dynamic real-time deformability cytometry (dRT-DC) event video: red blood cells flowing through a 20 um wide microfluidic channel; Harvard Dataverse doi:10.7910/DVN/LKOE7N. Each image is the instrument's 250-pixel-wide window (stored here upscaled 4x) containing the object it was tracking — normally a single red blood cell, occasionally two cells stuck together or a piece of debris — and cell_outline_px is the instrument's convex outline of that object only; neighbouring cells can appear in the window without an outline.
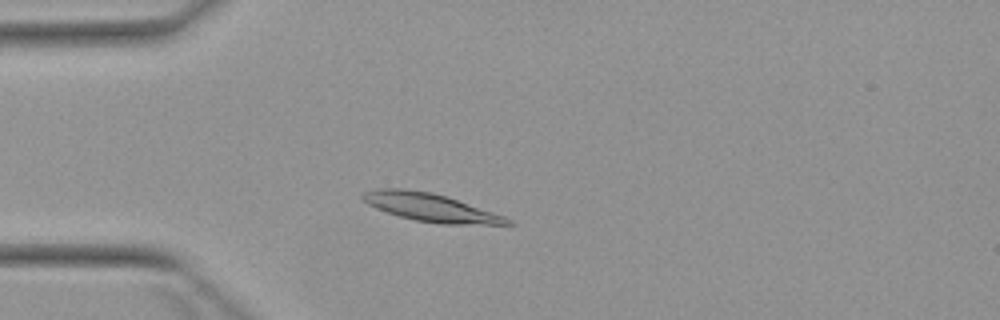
{"species": "Egyptian fruit bat (a non-hibernating species)", "species_latin": "Rousettus aegyptiacus", "temperature_condition": "warm", "stored_images_in_passage": 3, "camera_frame_rate_fps": 3000, "um_per_image_px": 0.085, "animal": {"sex": "female"}, "frame": {"image": 1, "passage_image": 3, "time_ms": 2.333, "image_size_px": [1000, 320], "cell_outline_px": [[516, 224], [440, 224], [416, 220], [400, 216], [376, 208], [368, 204], [360, 196], [364, 192], [380, 188], [404, 188], [432, 192], [504, 216], [512, 220]], "centroid_in_image_um": [36.57, 17.63], "position_along_channel_um": 48.4, "area_um2": 23.18}}